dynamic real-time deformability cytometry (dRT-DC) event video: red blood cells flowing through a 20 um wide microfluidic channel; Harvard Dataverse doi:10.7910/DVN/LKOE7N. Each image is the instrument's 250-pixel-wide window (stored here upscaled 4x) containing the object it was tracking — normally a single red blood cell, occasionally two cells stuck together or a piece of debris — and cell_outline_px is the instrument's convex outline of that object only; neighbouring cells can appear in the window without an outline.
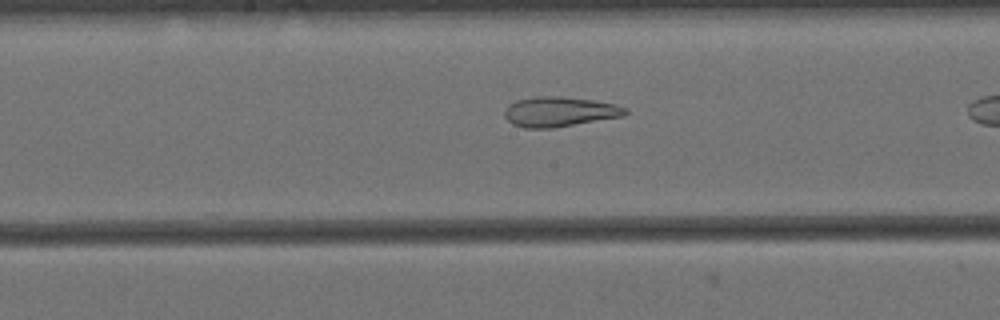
{"species": "Egyptian fruit bat (a non-hibernating species)", "species_latin": "Rousettus aegyptiacus", "temperature_condition": "cold", "stored_images_in_passage": 35, "camera_frame_rate_fps": 3000, "um_per_image_px": 0.085, "animal": {"sex": "female"}, "frame": {"image": 1, "passage_image": 25, "time_ms": 8.0, "image_size_px": [1000, 320], "cell_outline_px": [[628, 112], [624, 116], [556, 128], [524, 128], [512, 124], [504, 116], [504, 112], [508, 104], [516, 100], [536, 96], [560, 96], [592, 100], [616, 104], [628, 108]], "centroid_in_image_um": [47.56, 9.5], "position_along_channel_um": 200.6, "area_um2": 21.33}}